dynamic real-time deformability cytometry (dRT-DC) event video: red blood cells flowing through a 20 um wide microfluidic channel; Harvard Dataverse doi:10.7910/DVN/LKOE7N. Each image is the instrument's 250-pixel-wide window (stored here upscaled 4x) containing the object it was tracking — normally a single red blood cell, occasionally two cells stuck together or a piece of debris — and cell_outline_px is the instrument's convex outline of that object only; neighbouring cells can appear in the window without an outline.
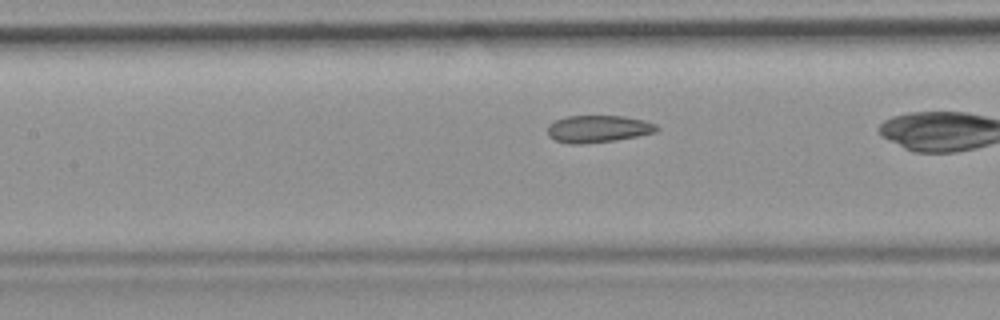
{"species": "common noctule bat (a hibernating species)", "species_latin": "Nyctalus noctula", "temperature_condition": "room temperature", "stored_images_in_passage": 8, "camera_frame_rate_fps": 3000, "um_per_image_px": 0.085, "animal": {"sex": "female", "body_mass_g": 19.9}, "frame": {"image": 1, "passage_image": 5, "time_ms": 1.333, "image_size_px": [1000, 320], "cell_outline_px": [[660, 128], [656, 132], [636, 136], [612, 140], [580, 144], [568, 144], [556, 140], [548, 136], [548, 124], [556, 120], [568, 116], [624, 116], [644, 120], [656, 124]], "centroid_in_image_um": [50.83, 10.95], "position_along_channel_um": 156.6, "area_um2": 17.17}}